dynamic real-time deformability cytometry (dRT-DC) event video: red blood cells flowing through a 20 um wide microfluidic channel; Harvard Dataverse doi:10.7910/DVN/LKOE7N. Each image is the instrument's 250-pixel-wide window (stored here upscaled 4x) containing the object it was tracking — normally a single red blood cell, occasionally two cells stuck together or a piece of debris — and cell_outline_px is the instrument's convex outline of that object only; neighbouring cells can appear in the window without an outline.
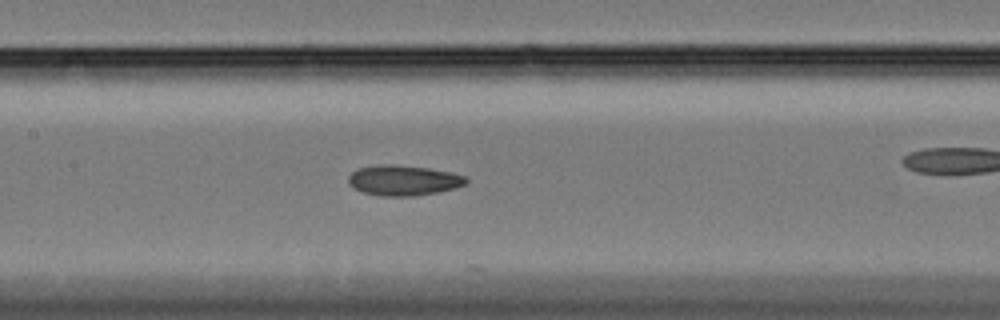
{"species": "Egyptian fruit bat (a non-hibernating species)", "species_latin": "Rousettus aegyptiacus", "temperature_condition": "cold", "stored_images_in_passage": 18, "camera_frame_rate_fps": 3000, "um_per_image_px": 0.085, "animal": {"sex": "female"}, "frame": {"image": 1, "passage_image": 15, "time_ms": 4.667, "image_size_px": [1000, 320], "cell_outline_px": [[468, 184], [456, 188], [436, 192], [412, 196], [380, 196], [364, 192], [348, 184], [348, 176], [352, 172], [360, 168], [380, 164], [392, 164], [428, 168], [452, 172], [468, 176]], "centroid_in_image_um": [34.34, 15.32], "position_along_channel_um": 173.1, "area_um2": 20.87}}